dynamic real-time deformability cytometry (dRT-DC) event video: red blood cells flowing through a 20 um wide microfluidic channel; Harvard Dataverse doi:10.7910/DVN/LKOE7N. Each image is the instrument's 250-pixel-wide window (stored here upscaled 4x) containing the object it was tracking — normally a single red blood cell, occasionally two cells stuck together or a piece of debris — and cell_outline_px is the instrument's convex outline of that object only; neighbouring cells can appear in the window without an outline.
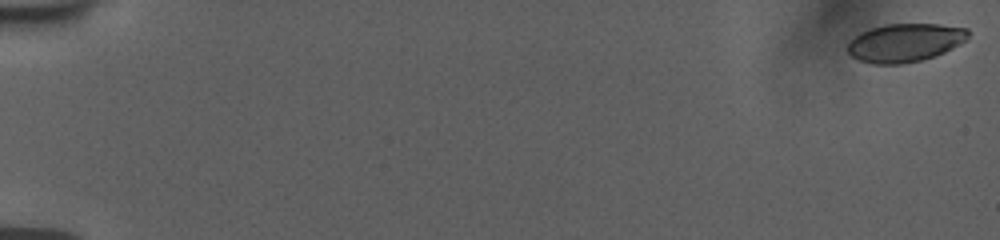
{"species": "human", "species_latin": "Homo sapiens", "temperature_condition": "room temperature", "stored_images_in_passage": 56, "camera_frame_rate_fps": 3000, "um_per_image_px": 0.085, "donor": {"sex": "female"}, "frame": {"image": 1, "passage_image": 1, "time_ms": 0.0, "image_size_px": [1000, 240], "cell_outline_px": [[968, 36], [960, 44], [944, 52], [920, 60], [900, 64], [872, 64], [860, 60], [852, 56], [848, 52], [848, 44], [860, 32], [884, 24], [940, 24], [968, 28]], "centroid_in_image_um": [76.92, 3.62], "position_along_channel_um": 8.1, "area_um2": 26.65}}
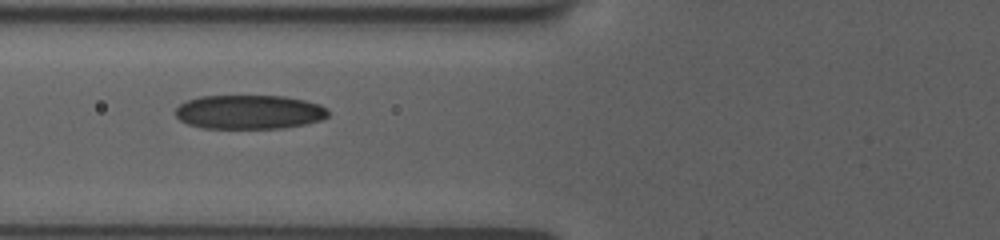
{"frame": {"image": 2, "passage_image": 24, "time_ms": 7.667, "image_size_px": [1000, 240], "cell_outline_px": [[328, 116], [320, 120], [304, 124], [280, 128], [204, 128], [188, 124], [180, 120], [176, 116], [176, 108], [180, 104], [188, 100], [200, 96], [284, 96], [304, 100], [320, 104], [328, 108]], "centroid_in_image_um": [21.19, 9.52], "position_along_channel_um": 104.6, "area_um2": 30.29}}
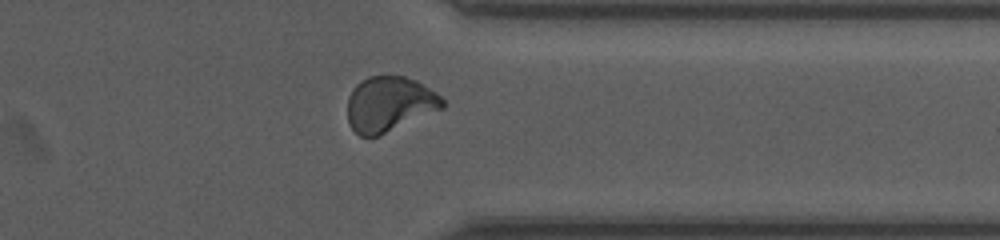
{"frame": {"image": 3, "passage_image": 46, "time_ms": 15.0, "image_size_px": [1000, 240], "cell_outline_px": [[444, 108], [380, 136], [360, 136], [348, 124], [348, 96], [352, 88], [360, 80], [368, 76], [404, 76], [416, 80], [436, 92], [444, 100]], "centroid_in_image_um": [33.09, 8.85], "position_along_channel_um": 378.3, "area_um2": 30.81}}